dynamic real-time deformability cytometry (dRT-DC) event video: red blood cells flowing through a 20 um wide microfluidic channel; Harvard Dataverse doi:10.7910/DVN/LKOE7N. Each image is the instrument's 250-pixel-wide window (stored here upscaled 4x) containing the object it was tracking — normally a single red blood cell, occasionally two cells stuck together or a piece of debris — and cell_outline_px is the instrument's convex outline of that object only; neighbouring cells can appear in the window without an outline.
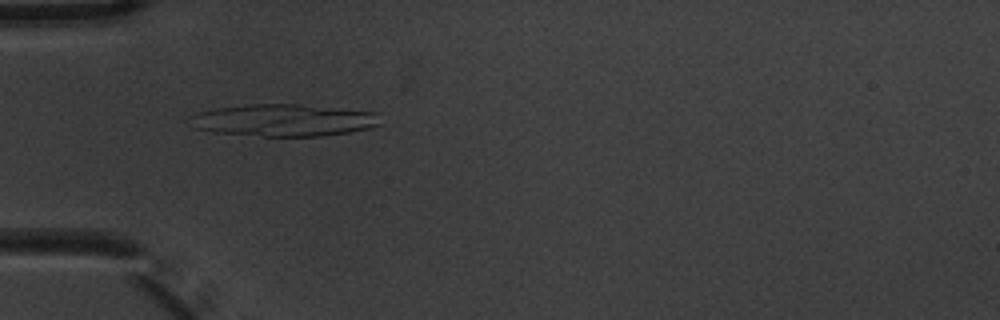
{"species": "common noctule bat (a hibernating species)", "species_latin": "Nyctalus noctula", "temperature_condition": "warm", "stored_images_in_passage": 3, "camera_frame_rate_fps": 3000, "um_per_image_px": 0.085, "animal": {"sex": "male", "body_mass_g": 20.1, "forearm_length_mm": 53.5}, "frame": {"image": 1, "passage_image": 3, "time_ms": 0.667, "image_size_px": [1000, 320], "cell_outline_px": [[380, 124], [368, 128], [348, 132], [324, 136], [260, 136], [216, 132], [196, 128], [192, 116], [196, 112], [216, 108], [248, 104], [296, 104], [376, 112]], "centroid_in_image_um": [24.13, 10.21], "position_along_channel_um": 60.9, "area_um2": 35.14}}